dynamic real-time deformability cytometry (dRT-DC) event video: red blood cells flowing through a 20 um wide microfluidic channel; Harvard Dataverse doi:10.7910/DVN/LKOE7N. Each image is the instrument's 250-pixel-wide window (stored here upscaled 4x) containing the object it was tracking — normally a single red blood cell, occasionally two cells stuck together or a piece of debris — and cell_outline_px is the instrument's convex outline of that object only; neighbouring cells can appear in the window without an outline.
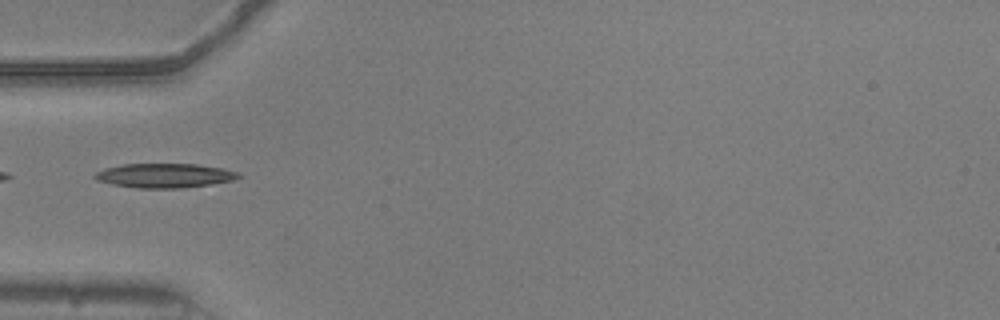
{"species": "common noctule bat (a hibernating species)", "species_latin": "Nyctalus noctula", "temperature_condition": "warm", "stored_images_in_passage": 37, "camera_frame_rate_fps": 3000, "um_per_image_px": 0.085, "animal": {"sex": "male", "body_mass_g": 20.5, "forearm_length_mm": 52.5}, "frame": {"image": 1, "passage_image": 1, "time_ms": 0.0, "image_size_px": [1000, 320], "cell_outline_px": [[244, 176], [232, 180], [212, 184], [180, 188], [136, 188], [112, 184], [96, 180], [92, 176], [96, 172], [104, 168], [124, 164], [196, 164], [224, 168], [240, 172]], "centroid_in_image_um": [14.01, 14.92], "position_along_channel_um": 71.0, "area_um2": 20.52}}
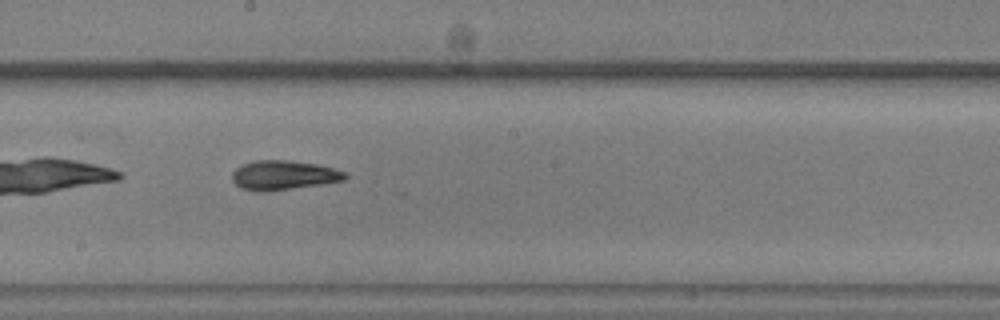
{"frame": {"image": 2, "passage_image": 13, "time_ms": 4.0, "image_size_px": [1000, 320], "cell_outline_px": [[348, 176], [344, 180], [324, 184], [264, 192], [260, 192], [240, 188], [232, 180], [232, 172], [236, 168], [252, 160], [288, 160], [316, 164], [348, 172]], "centroid_in_image_um": [24.11, 14.89], "position_along_channel_um": 224.1, "area_um2": 19.48}}
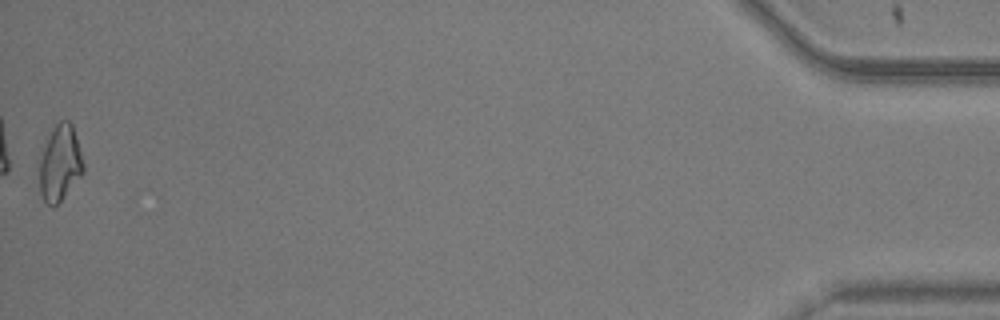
{"frame": {"image": 3, "passage_image": 37, "time_ms": 12.0, "image_size_px": [1000, 320], "cell_outline_px": [[84, 172], [60, 200], [52, 208], [44, 200], [40, 192], [40, 160], [48, 136], [52, 128], [60, 120], [68, 120], [72, 124], [84, 164]], "centroid_in_image_um": [5.1, 13.85], "position_along_channel_um": 430.1, "area_um2": 19.02}, "authors_computed_cell_mechanics": {"area_um2": 18.7272, "velocity_mm_per_s": 3.7924, "shape_relaxation_time_tau1_ms": 5.6132, "shape_relaxation_time_tau2_ms": 3.3633, "deformation_change_tau1": 0.1938, "deformation_change_tau2": 0.1074}}